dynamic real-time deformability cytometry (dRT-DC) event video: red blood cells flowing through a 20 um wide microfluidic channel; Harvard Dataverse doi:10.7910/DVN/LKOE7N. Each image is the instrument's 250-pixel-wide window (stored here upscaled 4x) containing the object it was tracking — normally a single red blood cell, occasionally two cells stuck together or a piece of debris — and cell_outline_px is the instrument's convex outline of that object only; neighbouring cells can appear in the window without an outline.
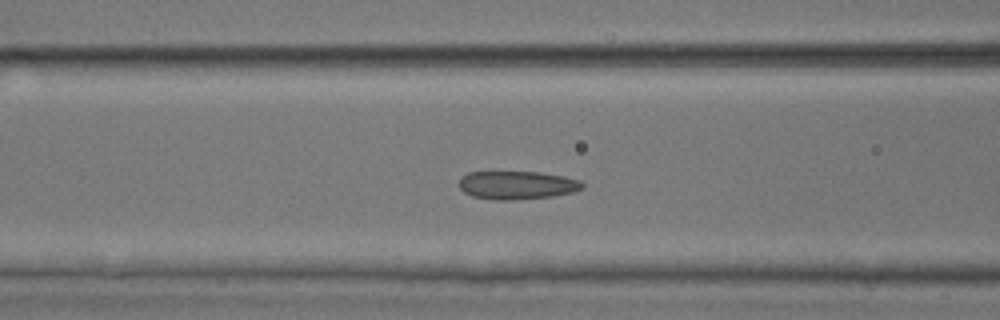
{"species": "common noctule bat (a hibernating species)", "species_latin": "Nyctalus noctula", "temperature_condition": "room temperature", "stored_images_in_passage": 28, "camera_frame_rate_fps": 3000, "um_per_image_px": 0.085, "animal": {"sex": "male", "body_mass_g": 17.9, "forearm_length_mm": 54.2}, "frame": {"image": 1, "passage_image": 10, "time_ms": 3.0, "image_size_px": [1000, 320], "cell_outline_px": [[584, 188], [572, 192], [552, 196], [516, 200], [492, 200], [472, 196], [464, 192], [460, 188], [460, 176], [468, 172], [540, 172], [564, 176], [580, 180], [584, 184]], "centroid_in_image_um": [43.94, 15.74], "position_along_channel_um": 122.7, "area_um2": 20.46}}
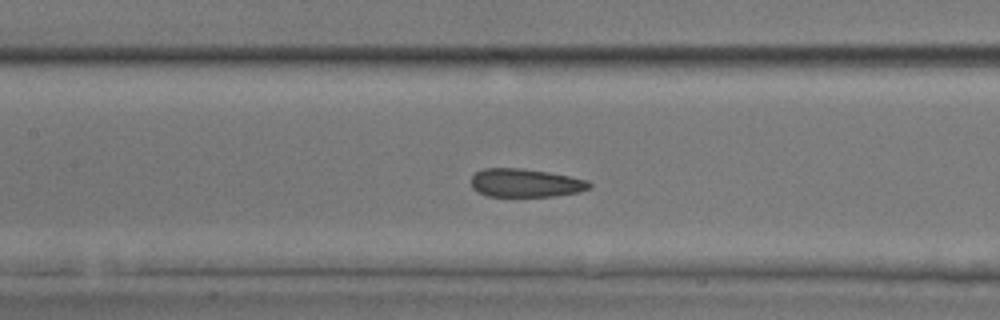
{"frame": {"image": 2, "passage_image": 13, "time_ms": 4.0, "image_size_px": [1000, 320], "cell_outline_px": [[592, 184], [588, 188], [576, 192], [552, 196], [488, 196], [476, 192], [472, 188], [472, 176], [476, 172], [484, 168], [520, 168], [548, 172], [588, 180]], "centroid_in_image_um": [44.62, 15.54], "position_along_channel_um": 162.8, "area_um2": 19.36}}
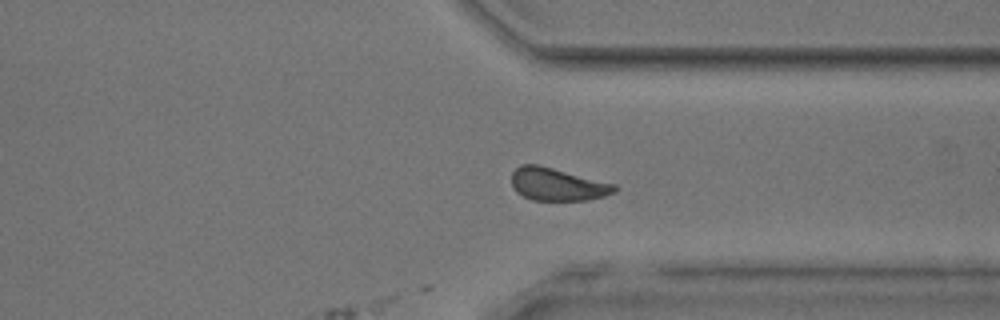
{"frame": {"image": 3, "passage_image": 28, "time_ms": 9.0, "image_size_px": [1000, 320], "cell_outline_px": [[616, 192], [604, 196], [588, 200], [532, 200], [516, 192], [512, 184], [512, 172], [520, 164], [540, 164], [616, 184]], "centroid_in_image_um": [47.38, 15.65], "position_along_channel_um": 364.0, "area_um2": 19.77}}